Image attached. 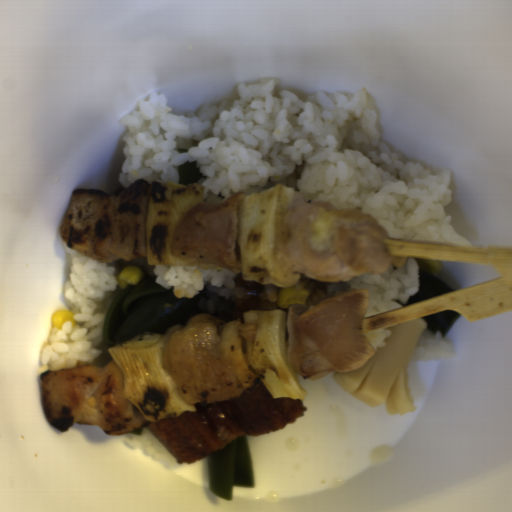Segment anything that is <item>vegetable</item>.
<instances>
[{"label":"vegetable","mask_w":512,"mask_h":512,"mask_svg":"<svg viewBox=\"0 0 512 512\" xmlns=\"http://www.w3.org/2000/svg\"><path fill=\"white\" fill-rule=\"evenodd\" d=\"M295 188L275 186L242 198L239 207L238 247L242 277L279 288L294 286L302 273L281 260L284 221Z\"/></svg>","instance_id":"1"},{"label":"vegetable","mask_w":512,"mask_h":512,"mask_svg":"<svg viewBox=\"0 0 512 512\" xmlns=\"http://www.w3.org/2000/svg\"><path fill=\"white\" fill-rule=\"evenodd\" d=\"M165 337L147 330L109 348L123 376L126 397L152 423L196 412L194 404L184 400L164 368Z\"/></svg>","instance_id":"2"},{"label":"vegetable","mask_w":512,"mask_h":512,"mask_svg":"<svg viewBox=\"0 0 512 512\" xmlns=\"http://www.w3.org/2000/svg\"><path fill=\"white\" fill-rule=\"evenodd\" d=\"M257 326L256 337L246 342L247 360L272 399H305L307 391L289 360L287 319L281 309L254 308L244 314Z\"/></svg>","instance_id":"3"},{"label":"vegetable","mask_w":512,"mask_h":512,"mask_svg":"<svg viewBox=\"0 0 512 512\" xmlns=\"http://www.w3.org/2000/svg\"><path fill=\"white\" fill-rule=\"evenodd\" d=\"M198 202H205L202 184H178L157 179L150 181L146 220L148 265L195 266L207 271L224 269L202 264L195 258H179L170 250L176 227L185 213Z\"/></svg>","instance_id":"4"}]
</instances>
